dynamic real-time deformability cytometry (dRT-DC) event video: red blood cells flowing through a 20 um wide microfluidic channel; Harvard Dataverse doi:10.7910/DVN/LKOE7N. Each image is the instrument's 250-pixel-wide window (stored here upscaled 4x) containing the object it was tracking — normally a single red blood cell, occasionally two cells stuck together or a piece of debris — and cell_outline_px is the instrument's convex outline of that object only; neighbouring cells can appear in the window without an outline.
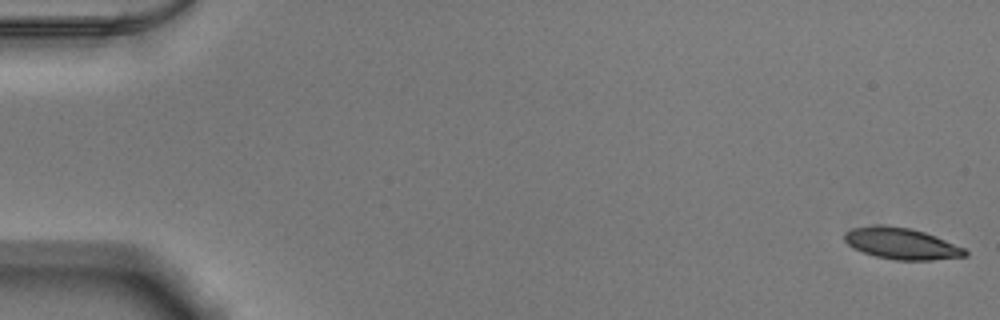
{"species": "Egyptian fruit bat (a non-hibernating species)", "species_latin": "Rousettus aegyptiacus", "temperature_condition": "warm", "stored_images_in_passage": 53, "camera_frame_rate_fps": 3000, "um_per_image_px": 0.085, "animal": {"sex": "male"}, "frame": {"image": 1, "passage_image": 1, "time_ms": 0.0, "image_size_px": [1000, 320], "cell_outline_px": [[968, 256], [932, 260], [896, 260], [876, 256], [864, 252], [848, 244], [844, 240], [844, 232], [852, 228], [876, 224], [880, 224], [908, 228], [924, 232], [936, 236], [964, 248], [968, 252]], "centroid_in_image_um": [76.63, 20.69], "position_along_channel_um": 8.4, "area_um2": 21.96}}
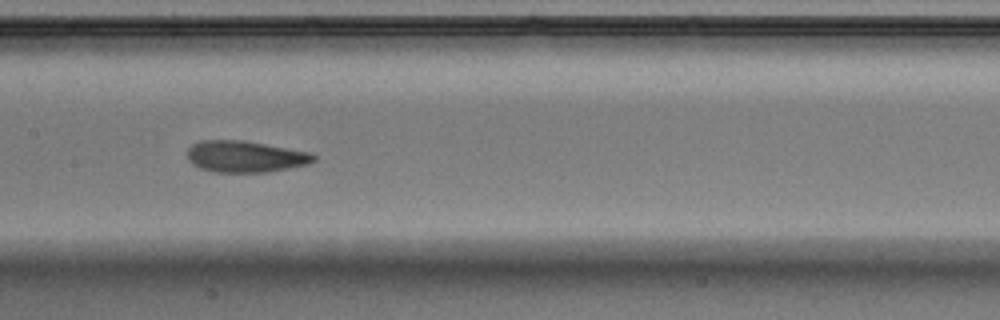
{"frame": {"image": 2, "passage_image": 27, "time_ms": 8.667, "image_size_px": [1000, 320], "cell_outline_px": [[316, 160], [308, 164], [268, 172], [216, 172], [200, 168], [192, 164], [188, 160], [188, 148], [192, 144], [200, 140], [244, 140], [312, 152], [316, 156]], "centroid_in_image_um": [20.86, 13.3], "position_along_channel_um": 186.5, "area_um2": 23.35}}
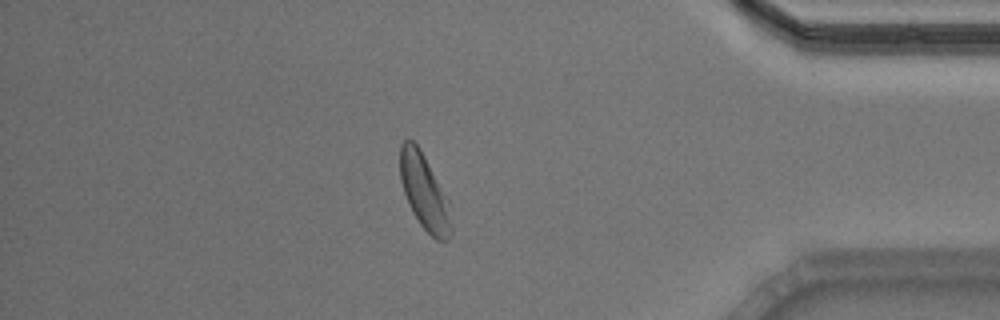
{"frame": {"image": 3, "passage_image": 46, "time_ms": 15.0, "image_size_px": [1000, 320], "cell_outline_px": [[452, 236], [448, 240], [436, 240], [420, 224], [412, 212], [408, 204], [400, 180], [400, 144], [404, 140], [412, 140], [420, 148], [448, 200], [452, 224]], "centroid_in_image_um": [36.07, 16.34], "position_along_channel_um": 399.1, "area_um2": 22.37}, "authors_computed_cell_mechanics": {"area_um2": 22.9466, "velocity_mm_per_s": 3.8431, "shape_relaxation_time_tau1_ms": 3.1173, "shape_relaxation_time_tau2_ms": 2.0926, "deformation_change_tau1": 0.1408, "deformation_change_tau2": 0.0832}}